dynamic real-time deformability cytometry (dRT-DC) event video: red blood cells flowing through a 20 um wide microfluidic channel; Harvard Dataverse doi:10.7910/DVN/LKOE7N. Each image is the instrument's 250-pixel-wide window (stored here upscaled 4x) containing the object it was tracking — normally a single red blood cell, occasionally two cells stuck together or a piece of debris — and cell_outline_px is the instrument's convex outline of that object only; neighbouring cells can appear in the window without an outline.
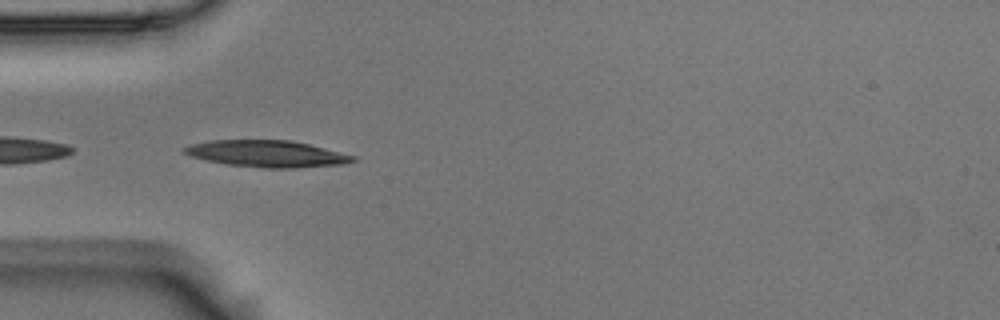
{"species": "Egyptian fruit bat (a non-hibernating species)", "species_latin": "Rousettus aegyptiacus", "temperature_condition": "room temperature", "stored_images_in_passage": 26, "camera_frame_rate_fps": 3000, "um_per_image_px": 0.085, "animal": {"sex": "male"}, "frame": {"image": 1, "passage_image": 1, "time_ms": 0.0, "image_size_px": [1000, 320], "cell_outline_px": [[356, 160], [340, 164], [296, 168], [264, 168], [228, 164], [208, 160], [192, 156], [180, 152], [180, 148], [192, 144], [208, 140], [288, 140], [308, 144], [356, 156]], "centroid_in_image_um": [22.64, 13.06], "position_along_channel_um": 62.4, "area_um2": 26.01}}
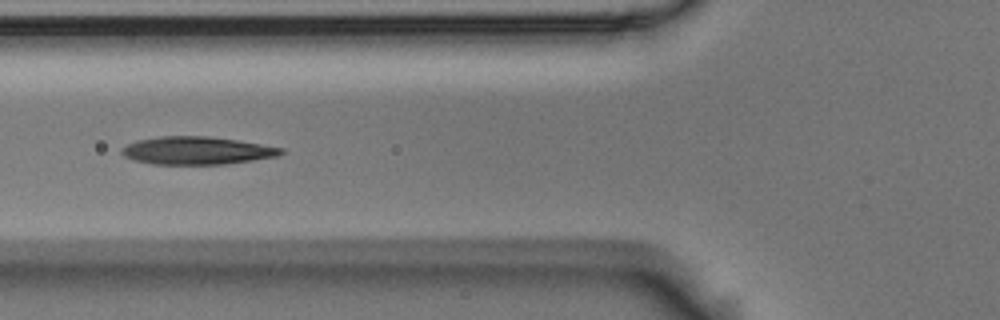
{"frame": {"image": 2, "passage_image": 5, "time_ms": 1.333, "image_size_px": [1000, 320], "cell_outline_px": [[284, 152], [276, 156], [252, 160], [224, 164], [152, 164], [136, 160], [124, 156], [120, 152], [120, 148], [136, 140], [160, 136], [208, 136], [236, 140], [284, 148]], "centroid_in_image_um": [16.69, 12.79], "position_along_channel_um": 109.1, "area_um2": 25.66}}